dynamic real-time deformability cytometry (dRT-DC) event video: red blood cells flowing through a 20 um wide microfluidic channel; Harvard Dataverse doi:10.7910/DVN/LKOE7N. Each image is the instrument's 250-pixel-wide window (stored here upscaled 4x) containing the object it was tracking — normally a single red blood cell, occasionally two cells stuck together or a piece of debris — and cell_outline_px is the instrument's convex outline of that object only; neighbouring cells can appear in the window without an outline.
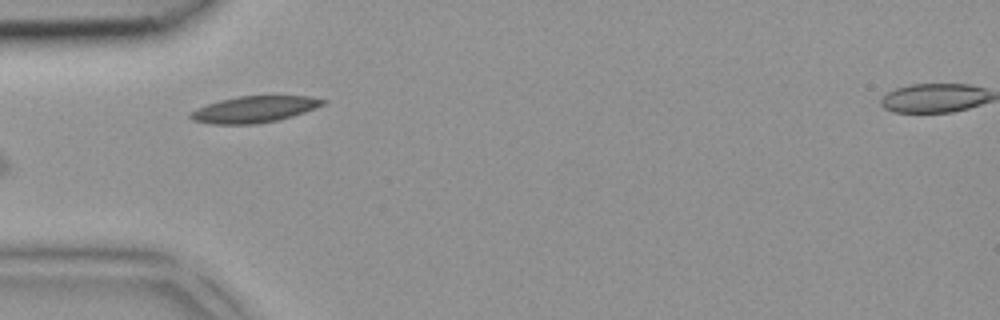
{"species": "common noctule bat (a hibernating species)", "species_latin": "Nyctalus noctula", "temperature_condition": "room temperature", "stored_images_in_passage": 6, "camera_frame_rate_fps": 3000, "um_per_image_px": 0.085, "animal": {"sex": "female", "body_mass_g": 18.4}, "frame": {"image": 1, "passage_image": 5, "time_ms": 1.333, "image_size_px": [1000, 320], "cell_outline_px": [[328, 100], [324, 104], [304, 112], [292, 116], [276, 120], [256, 124], [208, 124], [192, 120], [188, 116], [188, 112], [196, 108], [220, 100], [236, 96], [308, 96]], "centroid_in_image_um": [21.55, 9.29], "position_along_channel_um": 63.4, "area_um2": 20.4}}